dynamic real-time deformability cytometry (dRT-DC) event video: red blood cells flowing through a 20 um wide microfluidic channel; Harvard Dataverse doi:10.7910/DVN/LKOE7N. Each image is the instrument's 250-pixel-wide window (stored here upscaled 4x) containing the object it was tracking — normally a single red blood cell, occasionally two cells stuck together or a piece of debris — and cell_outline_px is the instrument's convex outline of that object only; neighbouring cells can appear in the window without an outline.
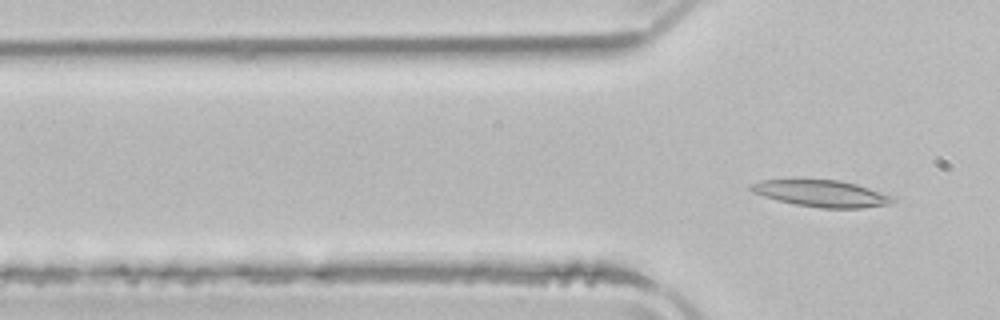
{"species": "common noctule bat (a hibernating species)", "species_latin": "Nyctalus noctula", "temperature_condition": "room temperature", "stored_images_in_passage": 15, "camera_frame_rate_fps": 3000, "um_per_image_px": 0.085, "animal": {"sex": "male", "body_mass_g": 21.5, "forearm_length_mm": 52.0}, "frame": {"image": 1, "passage_image": 15, "time_ms": 4.667, "image_size_px": [1000, 320], "cell_outline_px": [[900, 196], [892, 204], [860, 208], [820, 208], [796, 204], [776, 200], [752, 192], [748, 188], [748, 184], [760, 180], [840, 180], [856, 184]], "centroid_in_image_um": [69.92, 16.45], "position_along_channel_um": 55.9, "area_um2": 22.43}}